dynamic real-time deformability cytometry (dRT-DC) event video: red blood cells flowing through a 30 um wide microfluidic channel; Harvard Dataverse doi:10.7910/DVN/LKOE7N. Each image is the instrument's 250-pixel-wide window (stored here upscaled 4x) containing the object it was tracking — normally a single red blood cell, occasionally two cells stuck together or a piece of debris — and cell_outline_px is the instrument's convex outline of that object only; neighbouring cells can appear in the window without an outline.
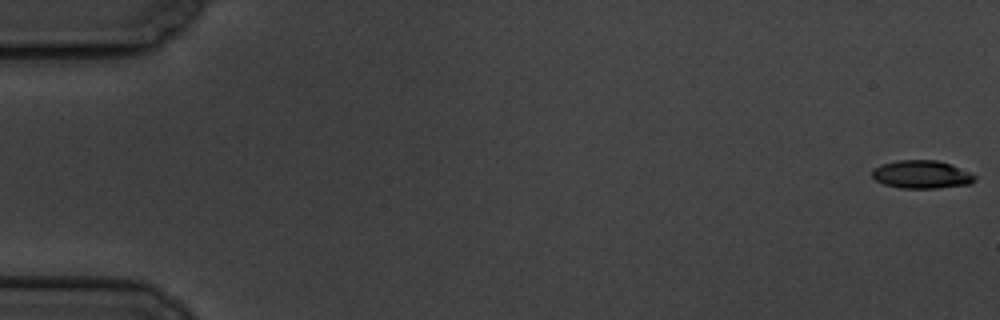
{"species": "common noctule bat (a hibernating species)", "species_latin": "Nyctalus noctula", "temperature_condition": "cold", "stored_images_in_passage": 6, "camera_frame_rate_fps": 3000, "um_per_image_px": 0.085, "animal": {"sex": "male", "body_mass_g": 19.5, "forearm_length_mm": 54.6}, "frame": {"image": 1, "passage_image": 1, "time_ms": 0.0, "image_size_px": [1000, 320], "cell_outline_px": [[976, 180], [972, 184], [936, 188], [900, 188], [884, 184], [876, 180], [872, 176], [872, 168], [880, 164], [896, 160], [936, 160], [972, 172], [976, 176]], "centroid_in_image_um": [78.34, 14.83], "position_along_channel_um": 6.7, "area_um2": 16.94}}
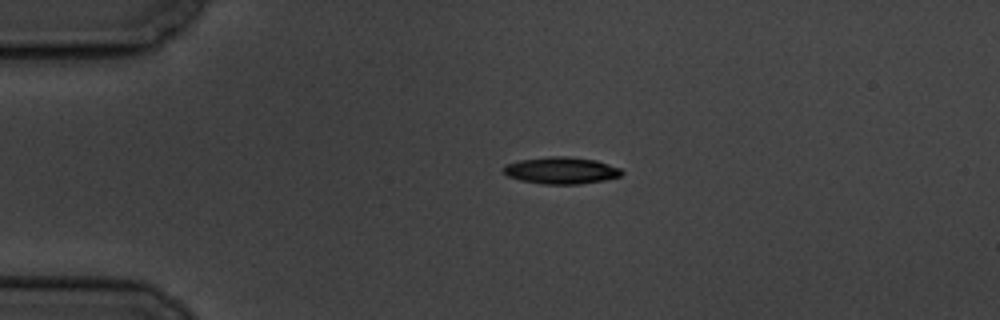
{"frame": {"image": 2, "passage_image": 5, "time_ms": 4.333, "image_size_px": [1000, 320], "cell_outline_px": [[624, 172], [620, 176], [604, 180], [580, 184], [544, 184], [520, 180], [508, 176], [504, 172], [504, 168], [508, 164], [520, 160], [548, 156], [568, 156], [596, 160], [620, 168]], "centroid_in_image_um": [47.73, 14.48], "position_along_channel_um": 37.3, "area_um2": 18.38}}